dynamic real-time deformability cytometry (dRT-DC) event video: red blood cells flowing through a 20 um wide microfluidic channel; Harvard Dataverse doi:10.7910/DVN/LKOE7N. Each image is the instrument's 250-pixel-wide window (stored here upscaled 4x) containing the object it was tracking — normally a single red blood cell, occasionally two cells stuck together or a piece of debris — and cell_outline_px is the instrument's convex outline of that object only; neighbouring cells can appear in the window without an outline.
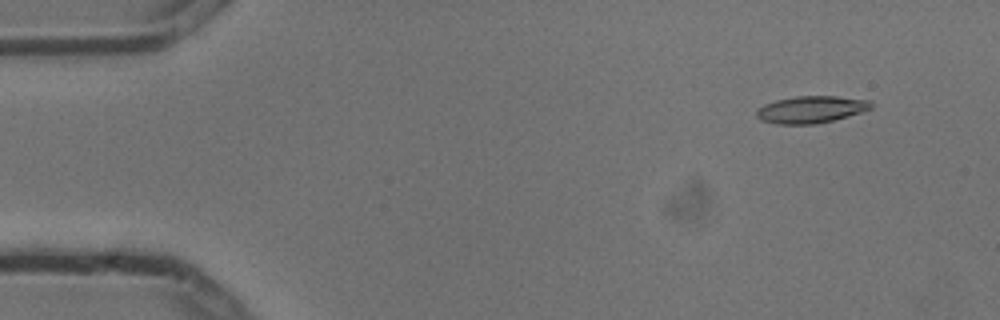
{"species": "common noctule bat (a hibernating species)", "species_latin": "Nyctalus noctula", "temperature_condition": "cold", "stored_images_in_passage": 4, "camera_frame_rate_fps": 3000, "um_per_image_px": 0.085, "animal": {"sex": "male", "body_mass_g": 13.3}, "frame": {"image": 1, "passage_image": 1, "time_ms": 0.0, "image_size_px": [1000, 320], "cell_outline_px": [[872, 108], [848, 116], [816, 124], [776, 124], [760, 120], [756, 116], [756, 108], [764, 104], [776, 100], [796, 96], [836, 96], [868, 100], [872, 104]], "centroid_in_image_um": [68.88, 9.31], "position_along_channel_um": 16.1, "area_um2": 18.03}}
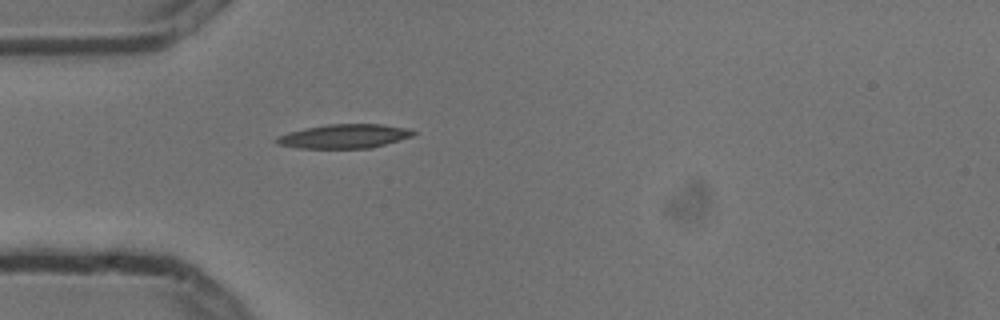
{"frame": {"image": 2, "passage_image": 4, "time_ms": 1.0, "image_size_px": [1000, 320], "cell_outline_px": [[416, 132], [412, 136], [372, 148], [300, 148], [280, 144], [276, 140], [276, 136], [288, 132], [304, 128], [328, 124], [384, 124], [404, 128]], "centroid_in_image_um": [29.25, 11.57], "position_along_channel_um": 55.7, "area_um2": 18.96}}